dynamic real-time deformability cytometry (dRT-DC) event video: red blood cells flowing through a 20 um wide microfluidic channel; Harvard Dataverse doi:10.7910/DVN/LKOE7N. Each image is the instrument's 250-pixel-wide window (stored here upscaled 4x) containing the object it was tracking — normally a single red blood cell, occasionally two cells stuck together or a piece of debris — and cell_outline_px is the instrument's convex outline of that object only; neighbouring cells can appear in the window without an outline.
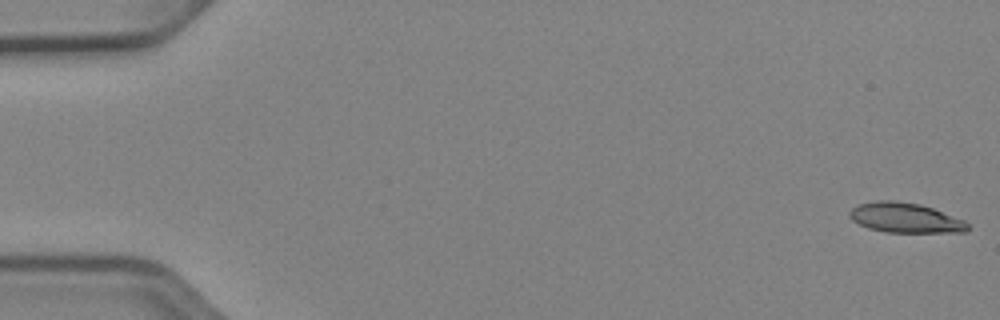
{"species": "Egyptian fruit bat (a non-hibernating species)", "species_latin": "Rousettus aegyptiacus", "temperature_condition": "cold", "stored_images_in_passage": 52, "camera_frame_rate_fps": 3000, "um_per_image_px": 0.085, "animal": {"sex": "female"}, "frame": {"image": 1, "passage_image": 1, "time_ms": 0.0, "image_size_px": [1000, 320], "cell_outline_px": [[972, 228], [968, 232], [884, 232], [868, 228], [852, 220], [848, 216], [848, 212], [852, 208], [860, 204], [876, 200], [896, 200], [920, 204], [932, 208], [964, 220]], "centroid_in_image_um": [76.95, 18.51], "position_along_channel_um": 8.0, "area_um2": 20.69}}
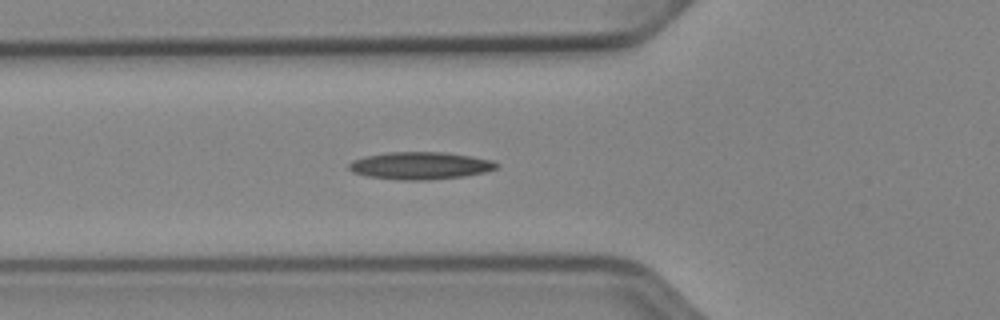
{"frame": {"image": 2, "passage_image": 19, "time_ms": 6.0, "image_size_px": [1000, 320], "cell_outline_px": [[500, 164], [496, 168], [484, 172], [464, 176], [424, 180], [400, 180], [368, 176], [352, 172], [348, 168], [348, 164], [352, 160], [364, 156], [388, 152], [444, 152], [492, 160]], "centroid_in_image_um": [35.68, 14.07], "position_along_channel_um": 90.1, "area_um2": 23.47}}
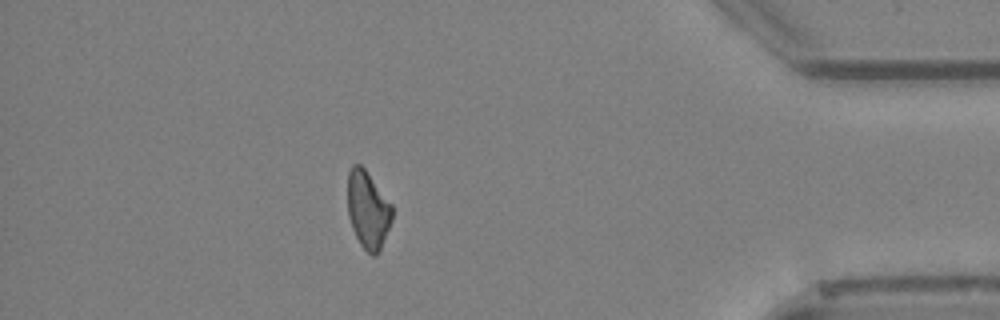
{"frame": {"image": 3, "passage_image": 46, "time_ms": 15.0, "image_size_px": [1000, 320], "cell_outline_px": [[392, 220], [380, 248], [376, 256], [372, 256], [360, 244], [352, 228], [348, 216], [348, 172], [352, 164], [360, 164], [364, 168], [392, 204]], "centroid_in_image_um": [31.26, 17.82], "position_along_channel_um": 403.9, "area_um2": 19.94}, "authors_computed_cell_mechanics": {"area_um2": 21.2704, "velocity_mm_per_s": 3.9441, "shape_relaxation_time_tau1_ms": null, "shape_relaxation_time_tau2_ms": 8.7048, "deformation_change_tau1": null, "deformation_change_tau2": 0.2272}}